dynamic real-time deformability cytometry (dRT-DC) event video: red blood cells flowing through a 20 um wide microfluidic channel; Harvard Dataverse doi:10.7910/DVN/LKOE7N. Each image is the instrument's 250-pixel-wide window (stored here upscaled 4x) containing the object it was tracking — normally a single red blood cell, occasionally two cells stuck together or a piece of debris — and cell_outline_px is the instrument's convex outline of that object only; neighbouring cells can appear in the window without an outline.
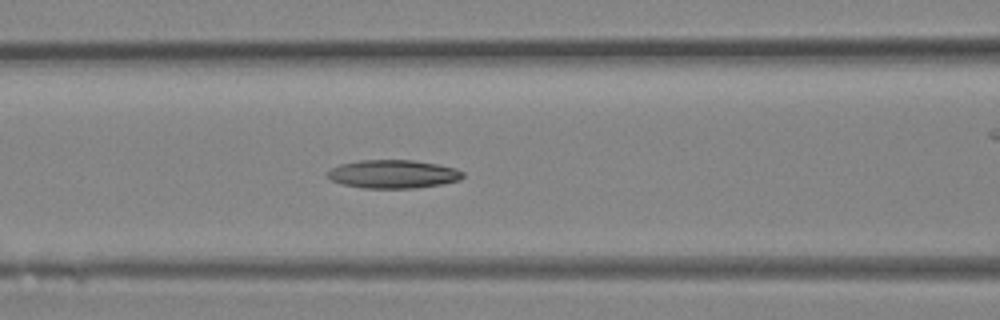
{"species": "Egyptian fruit bat (a non-hibernating species)", "species_latin": "Rousettus aegyptiacus", "temperature_condition": "room temperature", "stored_images_in_passage": 27, "camera_frame_rate_fps": 3000, "um_per_image_px": 0.085, "animal": {"sex": "female"}, "frame": {"image": 1, "passage_image": 8, "time_ms": 2.333, "image_size_px": [1000, 320], "cell_outline_px": [[464, 176], [460, 180], [440, 184], [416, 188], [364, 188], [340, 184], [332, 180], [328, 176], [328, 172], [332, 168], [340, 164], [360, 160], [412, 160], [436, 164], [456, 168], [464, 172]], "centroid_in_image_um": [33.43, 14.8], "position_along_channel_um": 133.2, "area_um2": 22.31}}
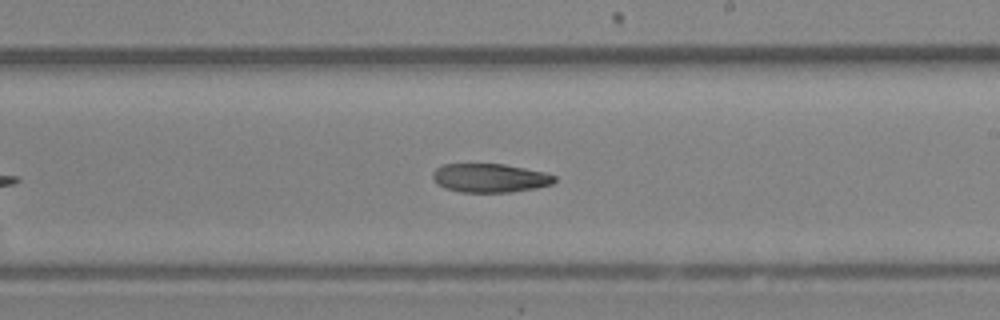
{"frame": {"image": 2, "passage_image": 14, "time_ms": 4.333, "image_size_px": [1000, 320], "cell_outline_px": [[556, 180], [552, 184], [536, 188], [508, 192], [460, 192], [444, 188], [436, 184], [432, 176], [432, 172], [436, 168], [444, 164], [504, 164], [544, 172], [556, 176]], "centroid_in_image_um": [41.62, 15.13], "position_along_channel_um": 247.4, "area_um2": 20.46}}
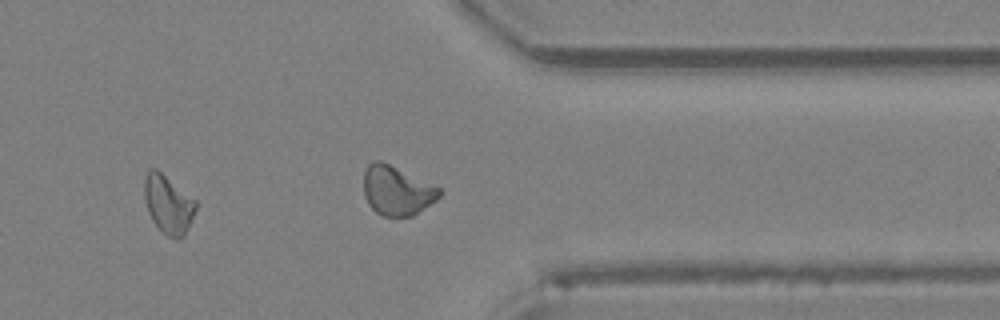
{"frame": {"image": 3, "passage_image": 21, "time_ms": 6.667, "image_size_px": [1000, 320], "cell_outline_px": [[196, 208], [192, 220], [184, 236], [176, 240], [168, 236], [152, 220], [148, 212], [144, 200], [144, 176], [148, 168], [156, 168], [196, 200]], "centroid_in_image_um": [14.28, 17.34], "position_along_channel_um": 397.1, "area_um2": 17.57}}